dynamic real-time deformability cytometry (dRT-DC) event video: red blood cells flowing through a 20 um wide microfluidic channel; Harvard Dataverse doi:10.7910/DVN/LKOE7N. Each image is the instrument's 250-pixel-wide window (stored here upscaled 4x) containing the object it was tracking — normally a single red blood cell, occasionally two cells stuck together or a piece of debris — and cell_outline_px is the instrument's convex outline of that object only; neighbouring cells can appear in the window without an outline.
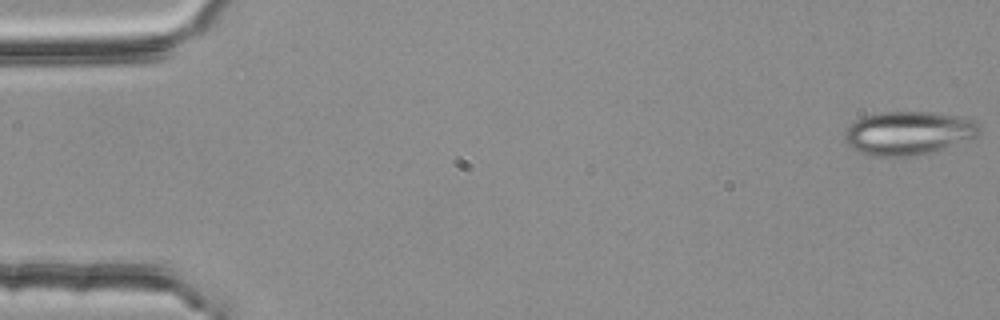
{"species": "common noctule bat (a hibernating species)", "species_latin": "Nyctalus noctula", "temperature_condition": "room temperature", "stored_images_in_passage": 17, "camera_frame_rate_fps": 3000, "um_per_image_px": 0.085, "animal": {"sex": "female", "body_mass_g": 25.1}, "frame": {"image": 1, "passage_image": 1, "time_ms": 0.0, "image_size_px": [1000, 320], "cell_outline_px": [[980, 132], [976, 136], [932, 152], [916, 156], [872, 156], [860, 152], [852, 148], [844, 140], [844, 132], [848, 124], [864, 116], [880, 112], [932, 112], [964, 116], [976, 120], [980, 124]], "centroid_in_image_um": [77.21, 11.29], "position_along_channel_um": 7.8, "area_um2": 34.45}}
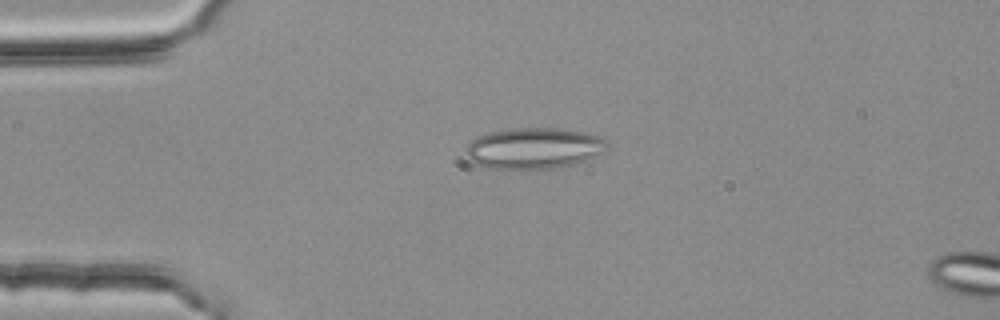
{"frame": {"image": 2, "passage_image": 13, "time_ms": 4.0, "image_size_px": [1000, 320], "cell_outline_px": [[608, 144], [604, 152], [584, 160], [572, 164], [552, 168], [488, 168], [476, 164], [468, 160], [468, 144], [472, 140], [488, 132], [516, 128], [560, 128], [584, 132], [600, 136], [608, 140]], "centroid_in_image_um": [45.41, 12.58], "position_along_channel_um": 39.6, "area_um2": 33.47}}